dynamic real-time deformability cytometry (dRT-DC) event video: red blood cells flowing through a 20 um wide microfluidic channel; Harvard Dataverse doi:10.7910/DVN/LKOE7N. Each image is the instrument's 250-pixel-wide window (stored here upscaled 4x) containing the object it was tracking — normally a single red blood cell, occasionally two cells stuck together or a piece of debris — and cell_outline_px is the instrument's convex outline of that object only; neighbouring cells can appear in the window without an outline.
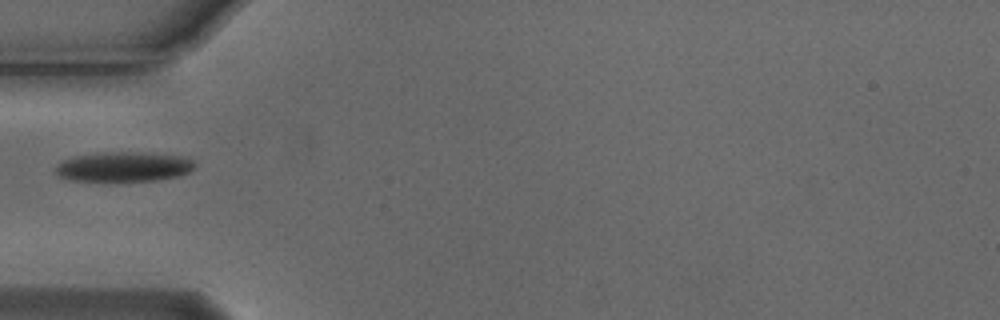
{"species": "Egyptian fruit bat (a non-hibernating species)", "species_latin": "Rousettus aegyptiacus", "temperature_condition": "cold", "stored_images_in_passage": 6, "camera_frame_rate_fps": 3000, "um_per_image_px": 0.085, "animal": {"sex": "male"}, "frame": {"image": 1, "passage_image": 5, "time_ms": 1.333, "image_size_px": [1000, 320], "cell_outline_px": [[196, 164], [188, 172], [180, 176], [156, 180], [72, 180], [60, 176], [56, 172], [56, 164], [60, 160], [76, 156], [96, 152], [136, 152], [188, 156]], "centroid_in_image_um": [10.53, 14.15], "position_along_channel_um": 74.5, "area_um2": 24.1}}
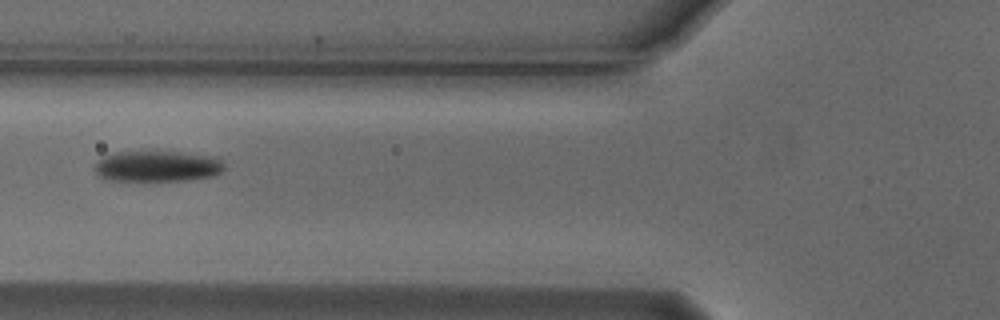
{"frame": {"image": 2, "passage_image": 6, "time_ms": 1.667, "image_size_px": [1000, 320], "cell_outline_px": [[224, 168], [220, 172], [212, 176], [188, 180], [108, 180], [96, 176], [92, 164], [96, 160], [104, 156], [116, 152], [184, 152], [220, 156], [224, 164]], "centroid_in_image_um": [13.36, 14.12], "position_along_channel_um": 112.4, "area_um2": 23.7}}